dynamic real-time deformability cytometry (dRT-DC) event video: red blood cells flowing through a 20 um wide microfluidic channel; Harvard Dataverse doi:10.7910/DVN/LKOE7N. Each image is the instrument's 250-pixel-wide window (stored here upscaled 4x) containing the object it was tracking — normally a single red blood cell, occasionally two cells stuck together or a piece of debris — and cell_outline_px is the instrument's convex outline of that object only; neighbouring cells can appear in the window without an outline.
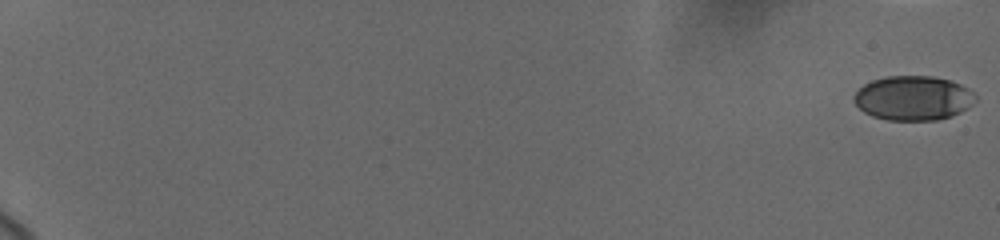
{"species": "human", "species_latin": "Homo sapiens", "temperature_condition": "cold", "stored_images_in_passage": 61, "camera_frame_rate_fps": 3000, "um_per_image_px": 0.085, "donor": {"sex": "female"}, "frame": {"image": 1, "passage_image": 1, "time_ms": 0.0, "image_size_px": [1000, 240], "cell_outline_px": [[976, 100], [968, 108], [952, 116], [936, 120], [888, 120], [872, 116], [864, 112], [852, 100], [852, 96], [864, 84], [872, 80], [884, 76], [932, 76], [952, 80], [968, 88], [976, 96]], "centroid_in_image_um": [77.62, 8.33], "position_along_channel_um": 7.4, "area_um2": 31.67}}
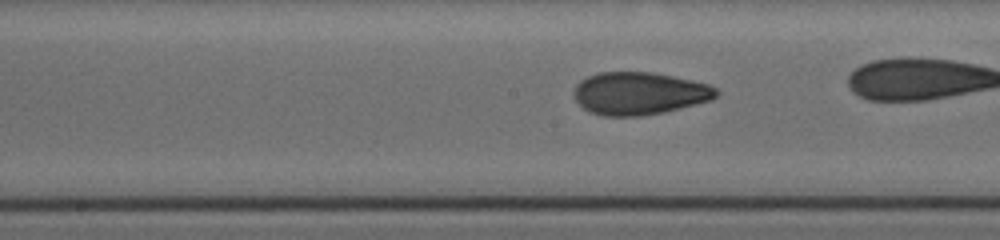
{"frame": {"image": 2, "passage_image": 35, "time_ms": 11.333, "image_size_px": [1000, 240], "cell_outline_px": [[720, 92], [712, 100], [664, 112], [640, 116], [604, 116], [588, 112], [576, 100], [572, 92], [576, 84], [580, 80], [588, 76], [600, 72], [652, 72], [692, 80], [708, 84], [716, 88]], "centroid_in_image_um": [54.32, 7.94], "position_along_channel_um": 193.9, "area_um2": 35.49}}
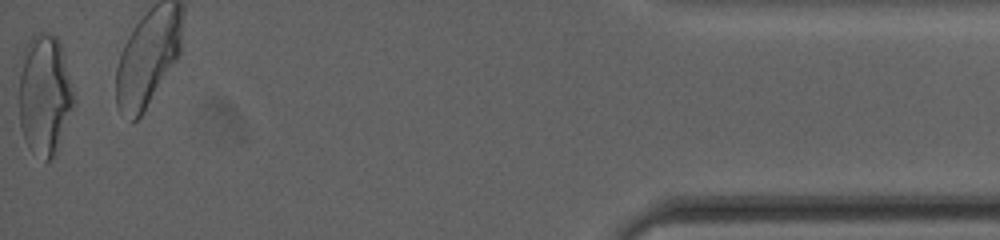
{"frame": {"image": 3, "passage_image": 61, "time_ms": 19.667, "image_size_px": [1000, 240], "cell_outline_px": [[76, 100], [52, 160], [44, 160], [28, 148], [20, 128], [20, 72], [24, 48], [32, 36], [36, 32], [48, 32], [56, 36], [60, 40]], "centroid_in_image_um": [3.8, 8.02], "position_along_channel_um": 431.4, "area_um2": 38.49}, "authors_computed_cell_mechanics": {"area_um2": 33.8708, "velocity_mm_per_s": 3.7066, "shape_relaxation_time_tau1_ms": 4.5099, "shape_relaxation_time_tau2_ms": 1.4048, "deformation_change_tau1": 0.1323, "deformation_change_tau2": 0.069}}